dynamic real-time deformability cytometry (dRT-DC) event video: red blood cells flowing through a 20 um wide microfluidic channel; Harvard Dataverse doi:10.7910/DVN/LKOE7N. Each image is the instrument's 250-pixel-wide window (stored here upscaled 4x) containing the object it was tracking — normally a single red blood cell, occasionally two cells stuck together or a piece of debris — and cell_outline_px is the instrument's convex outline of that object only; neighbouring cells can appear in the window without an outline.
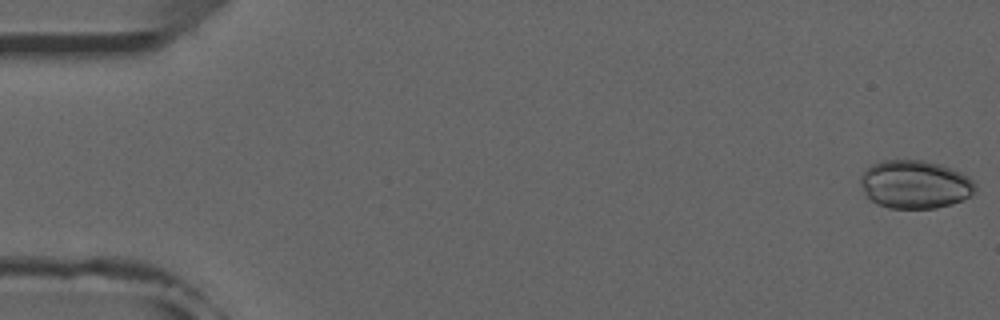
{"species": "common noctule bat (a hibernating species)", "species_latin": "Nyctalus noctula", "temperature_condition": "room temperature", "stored_images_in_passage": 52, "camera_frame_rate_fps": 3000, "um_per_image_px": 0.085, "animal": {"sex": "male", "forearm_length_mm": 52.5}, "frame": {"image": 1, "passage_image": 1, "time_ms": 0.0, "image_size_px": [1000, 320], "cell_outline_px": [[976, 188], [964, 200], [952, 204], [936, 208], [888, 208], [876, 204], [864, 192], [860, 184], [860, 176], [872, 164], [880, 160], [924, 160], [940, 164], [952, 168], [968, 176], [976, 184]], "centroid_in_image_um": [77.77, 15.67], "position_along_channel_um": 7.2, "area_um2": 32.37}}
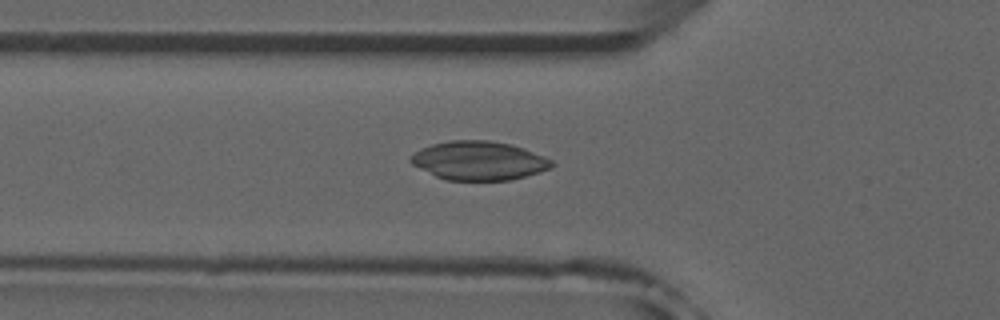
{"frame": {"image": 2, "passage_image": 18, "time_ms": 5.667, "image_size_px": [1000, 320], "cell_outline_px": [[556, 164], [552, 168], [540, 172], [508, 180], [444, 180], [412, 164], [408, 160], [408, 156], [420, 148], [432, 144], [452, 140], [488, 140], [508, 144], [524, 148], [544, 156], [552, 160]], "centroid_in_image_um": [40.69, 13.65], "position_along_channel_um": 85.1, "area_um2": 31.96}}
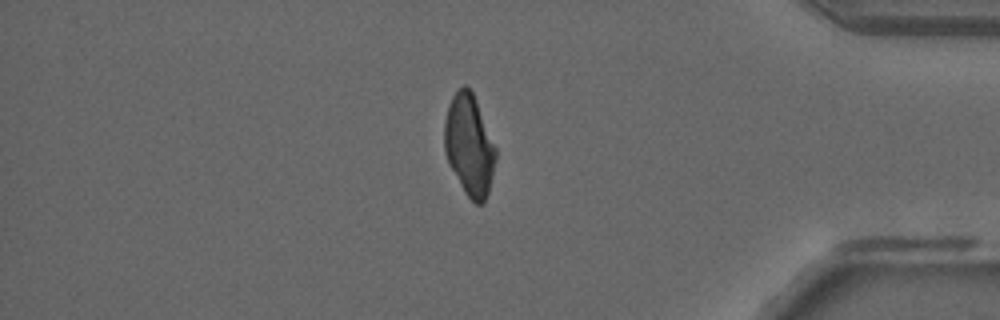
{"frame": {"image": 3, "passage_image": 44, "time_ms": 14.333, "image_size_px": [1000, 320], "cell_outline_px": [[496, 160], [488, 192], [484, 204], [476, 204], [464, 192], [448, 164], [444, 152], [444, 124], [448, 108], [452, 96], [464, 84], [472, 92], [476, 100], [496, 148]], "centroid_in_image_um": [39.88, 12.37], "position_along_channel_um": 395.3, "area_um2": 30.11}}